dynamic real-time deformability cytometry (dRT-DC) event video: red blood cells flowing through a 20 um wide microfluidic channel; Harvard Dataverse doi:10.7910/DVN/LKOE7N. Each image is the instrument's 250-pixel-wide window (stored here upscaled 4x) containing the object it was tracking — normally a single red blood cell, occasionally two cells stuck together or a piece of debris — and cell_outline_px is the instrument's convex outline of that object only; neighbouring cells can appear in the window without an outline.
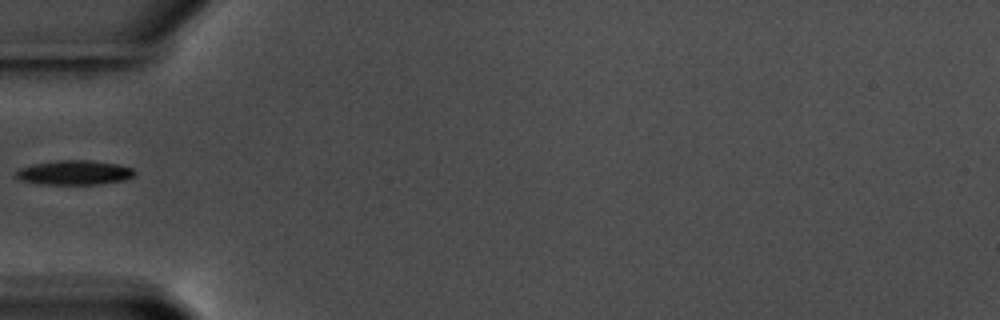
{"species": "common noctule bat (a hibernating species)", "species_latin": "Nyctalus noctula", "temperature_condition": "warm", "stored_images_in_passage": 32, "camera_frame_rate_fps": 3000, "um_per_image_px": 0.085, "animal": {"sex": "male", "body_mass_g": 17.5, "forearm_length_mm": 52.3}, "frame": {"image": 1, "passage_image": 1, "time_ms": 0.0, "image_size_px": [1000, 320], "cell_outline_px": [[136, 172], [132, 176], [124, 180], [96, 184], [36, 184], [20, 180], [16, 176], [16, 172], [20, 168], [32, 164], [56, 160], [92, 160], [120, 164], [132, 168]], "centroid_in_image_um": [6.31, 14.66], "position_along_channel_um": 78.7, "area_um2": 16.99}}
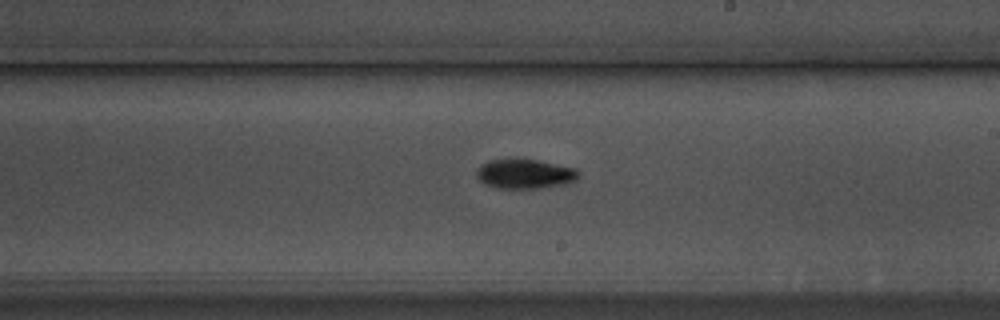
{"frame": {"image": 2, "passage_image": 15, "time_ms": 4.667, "image_size_px": [1000, 320], "cell_outline_px": [[580, 176], [576, 180], [560, 184], [540, 188], [496, 188], [480, 180], [476, 176], [476, 172], [484, 164], [492, 160], [516, 156], [576, 168], [580, 172]], "centroid_in_image_um": [44.63, 14.74], "position_along_channel_um": 244.4, "area_um2": 17.63}}
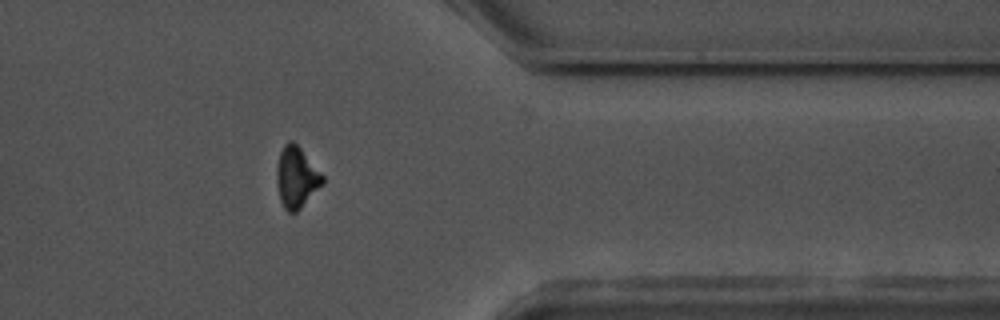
{"frame": {"image": 3, "passage_image": 28, "time_ms": 9.0, "image_size_px": [1000, 320], "cell_outline_px": [[324, 184], [296, 212], [288, 212], [284, 208], [280, 200], [276, 180], [276, 168], [280, 152], [284, 144], [288, 140], [292, 140], [300, 148], [324, 176]], "centroid_in_image_um": [25.19, 15.07], "position_along_channel_um": 386.2, "area_um2": 16.3}}